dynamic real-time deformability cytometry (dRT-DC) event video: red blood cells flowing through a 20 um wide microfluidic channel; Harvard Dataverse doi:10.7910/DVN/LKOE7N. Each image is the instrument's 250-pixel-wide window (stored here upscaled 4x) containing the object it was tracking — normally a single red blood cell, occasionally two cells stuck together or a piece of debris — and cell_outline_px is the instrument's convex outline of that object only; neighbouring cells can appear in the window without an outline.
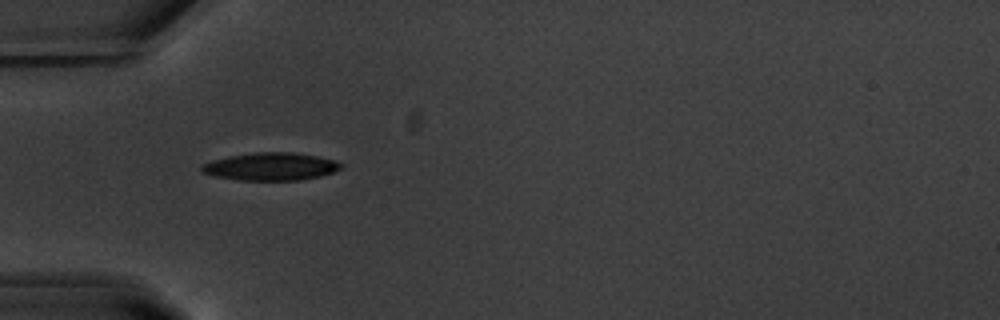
{"species": "common noctule bat (a hibernating species)", "species_latin": "Nyctalus noctula", "temperature_condition": "warm", "stored_images_in_passage": 38, "camera_frame_rate_fps": 3000, "um_per_image_px": 0.085, "animal": {"sex": "male", "body_mass_g": 20.1, "forearm_length_mm": 53.5}, "frame": {"image": 1, "passage_image": 1, "time_ms": 0.0, "image_size_px": [1000, 320], "cell_outline_px": [[344, 168], [320, 176], [300, 180], [236, 180], [216, 176], [200, 172], [200, 164], [212, 160], [228, 156], [256, 152], [296, 152], [336, 160], [344, 164]], "centroid_in_image_um": [23.01, 14.15], "position_along_channel_um": 62.0, "area_um2": 22.77}, "authors_computed_cell_mechanics": {"area_um2": 22.7154, "velocity_mm_per_s": 3.731, "shape_relaxation_time_tau1_ms": 3.4718, "shape_relaxation_time_tau2_ms": 2.328, "deformation_change_tau1": 0.1604, "deformation_change_tau2": 0.0839}}